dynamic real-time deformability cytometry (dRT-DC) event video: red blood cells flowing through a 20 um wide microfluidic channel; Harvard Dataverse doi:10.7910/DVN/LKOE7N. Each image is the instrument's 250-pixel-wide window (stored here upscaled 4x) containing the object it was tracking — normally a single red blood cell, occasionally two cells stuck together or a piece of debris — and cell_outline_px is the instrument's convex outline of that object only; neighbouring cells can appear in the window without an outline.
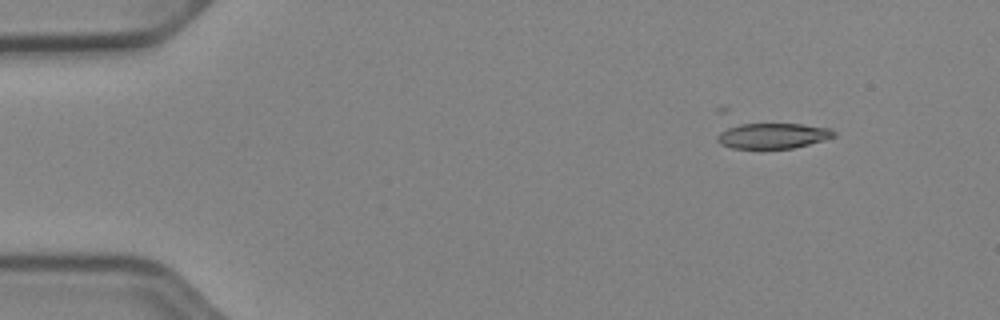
{"species": "Egyptian fruit bat (a non-hibernating species)", "species_latin": "Rousettus aegyptiacus", "temperature_condition": "cold", "stored_images_in_passage": 47, "camera_frame_rate_fps": 3000, "um_per_image_px": 0.085, "animal": {"sex": "female"}, "frame": {"image": 1, "passage_image": 1, "time_ms": 0.0, "image_size_px": [1000, 320], "cell_outline_px": [[836, 136], [824, 140], [792, 148], [732, 148], [720, 144], [716, 140], [716, 136], [728, 124], [800, 124], [832, 128], [836, 132]], "centroid_in_image_um": [65.65, 11.52], "position_along_channel_um": 19.4, "area_um2": 17.51}}
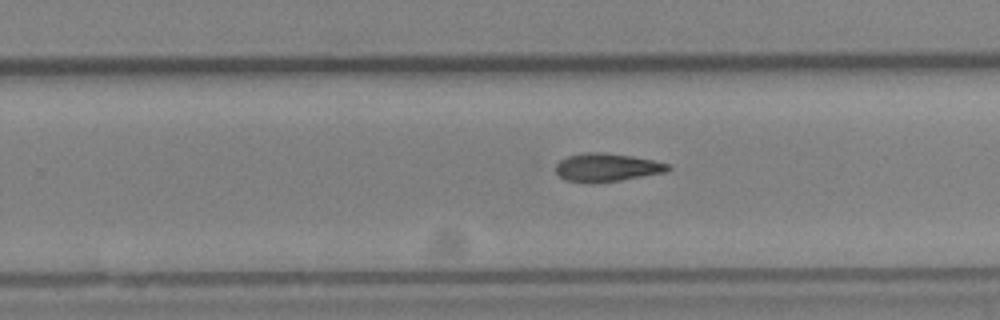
{"frame": {"image": 2, "passage_image": 28, "time_ms": 9.0, "image_size_px": [1000, 320], "cell_outline_px": [[672, 168], [668, 172], [620, 180], [564, 180], [556, 172], [552, 164], [568, 156], [584, 152], [604, 152], [632, 156], [652, 160], [668, 164]], "centroid_in_image_um": [51.58, 14.19], "position_along_channel_um": 278.2, "area_um2": 18.03}}
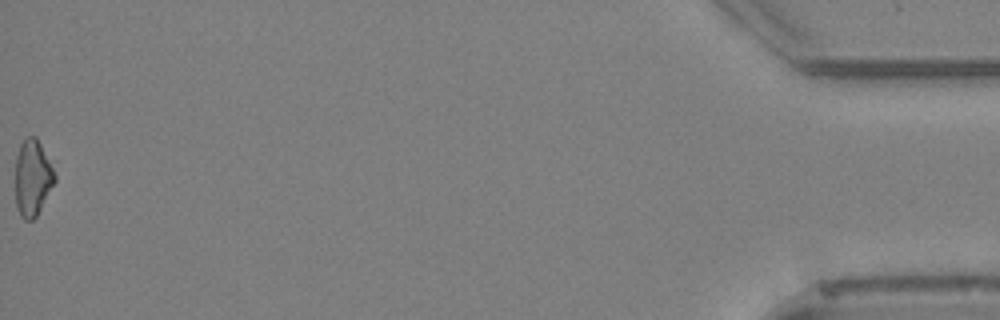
{"frame": {"image": 3, "passage_image": 47, "time_ms": 15.333, "image_size_px": [1000, 320], "cell_outline_px": [[56, 180], [36, 216], [32, 220], [24, 220], [20, 216], [16, 208], [16, 156], [20, 144], [28, 136], [36, 136], [56, 160]], "centroid_in_image_um": [2.84, 15.03], "position_along_channel_um": 432.4, "area_um2": 18.38}}